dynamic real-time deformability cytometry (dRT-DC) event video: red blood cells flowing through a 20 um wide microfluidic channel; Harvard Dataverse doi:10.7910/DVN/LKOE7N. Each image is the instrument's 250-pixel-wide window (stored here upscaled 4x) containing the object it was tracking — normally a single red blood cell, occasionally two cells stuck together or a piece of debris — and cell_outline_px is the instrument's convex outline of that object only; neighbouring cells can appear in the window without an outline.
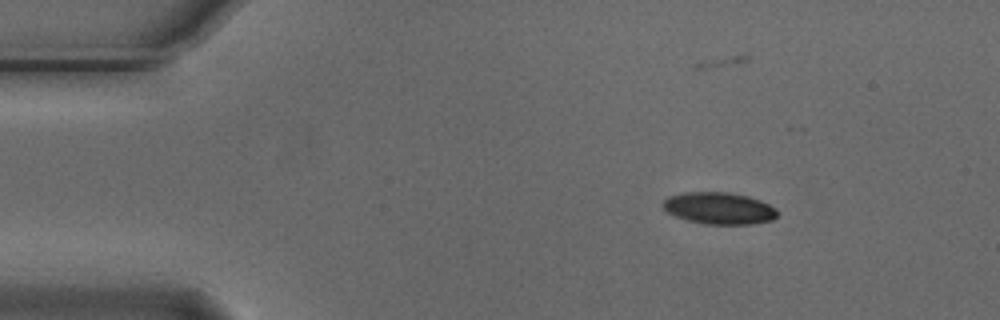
{"species": "Egyptian fruit bat (a non-hibernating species)", "species_latin": "Rousettus aegyptiacus", "temperature_condition": "cold", "stored_images_in_passage": 58, "camera_frame_rate_fps": 3000, "um_per_image_px": 0.085, "animal": {"sex": "male"}, "frame": {"image": 1, "passage_image": 10, "time_ms": 3.0, "image_size_px": [1000, 320], "cell_outline_px": [[776, 216], [772, 220], [752, 224], [704, 224], [688, 220], [676, 216], [668, 212], [660, 204], [668, 196], [684, 192], [728, 192], [748, 196], [760, 200], [776, 208]], "centroid_in_image_um": [61.1, 17.69], "position_along_channel_um": 23.9, "area_um2": 21.21}}
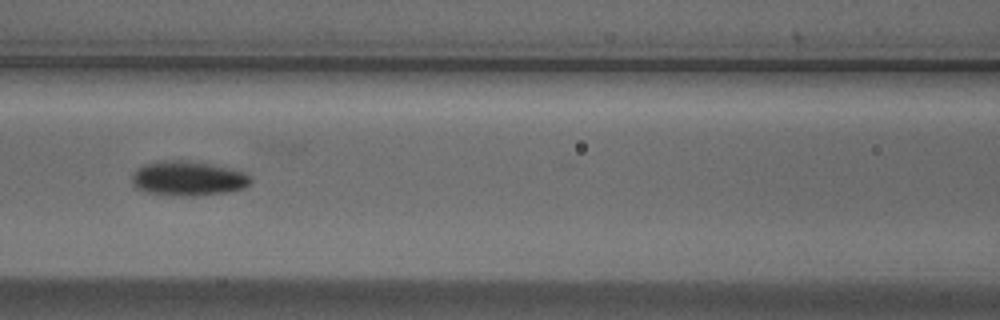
{"frame": {"image": 2, "passage_image": 26, "time_ms": 8.333, "image_size_px": [1000, 320], "cell_outline_px": [[252, 180], [244, 188], [228, 192], [196, 196], [184, 196], [148, 192], [136, 188], [132, 184], [132, 176], [136, 168], [144, 164], [164, 160], [184, 160], [216, 164], [244, 172], [252, 176]], "centroid_in_image_um": [16.01, 15.15], "position_along_channel_um": 150.6, "area_um2": 24.16}}
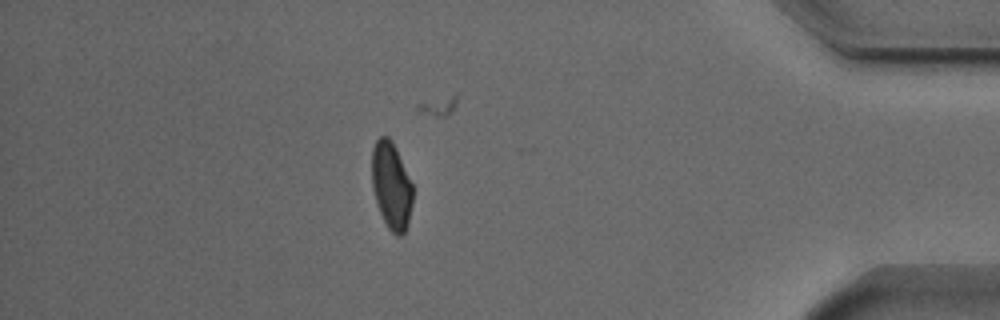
{"frame": {"image": 3, "passage_image": 50, "time_ms": 16.333, "image_size_px": [1000, 320], "cell_outline_px": [[412, 204], [408, 224], [404, 232], [400, 236], [396, 236], [388, 228], [380, 212], [372, 188], [372, 148], [376, 140], [380, 136], [388, 136], [392, 140], [396, 148], [412, 184]], "centroid_in_image_um": [33.26, 15.77], "position_along_channel_um": 401.9, "area_um2": 20.69}, "authors_computed_cell_mechanics": {"area_um2": 21.4149, "velocity_mm_per_s": 3.7051, "shape_relaxation_time_tau1_ms": 3.3439, "shape_relaxation_time_tau2_ms": 3.7115, "deformation_change_tau1": 0.1241, "deformation_change_tau2": 0.0706}}